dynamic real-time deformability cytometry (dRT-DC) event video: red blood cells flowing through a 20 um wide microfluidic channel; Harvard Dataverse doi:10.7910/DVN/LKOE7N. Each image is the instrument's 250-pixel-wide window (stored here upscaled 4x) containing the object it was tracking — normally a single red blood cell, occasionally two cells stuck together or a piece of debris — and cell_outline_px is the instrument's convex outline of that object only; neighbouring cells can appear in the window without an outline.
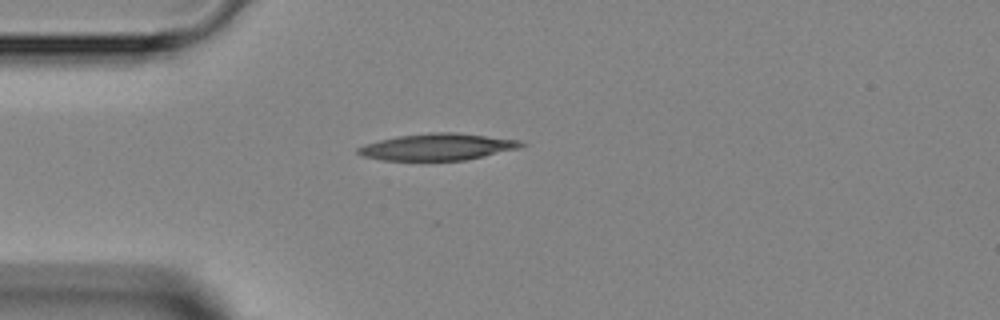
{"species": "Egyptian fruit bat (a non-hibernating species)", "species_latin": "Rousettus aegyptiacus", "temperature_condition": "room temperature", "stored_images_in_passage": 1, "camera_frame_rate_fps": 3000, "um_per_image_px": 0.085, "animal": {"sex": "female"}, "frame": {"image": 1, "passage_image": 1, "time_ms": 0.0, "image_size_px": [1000, 320], "cell_outline_px": [[528, 144], [520, 148], [464, 160], [384, 160], [364, 156], [356, 152], [356, 148], [380, 140], [396, 136], [428, 132], [456, 132], [520, 140]], "centroid_in_image_um": [37.22, 12.47], "position_along_channel_um": 47.8, "area_um2": 25.26}}